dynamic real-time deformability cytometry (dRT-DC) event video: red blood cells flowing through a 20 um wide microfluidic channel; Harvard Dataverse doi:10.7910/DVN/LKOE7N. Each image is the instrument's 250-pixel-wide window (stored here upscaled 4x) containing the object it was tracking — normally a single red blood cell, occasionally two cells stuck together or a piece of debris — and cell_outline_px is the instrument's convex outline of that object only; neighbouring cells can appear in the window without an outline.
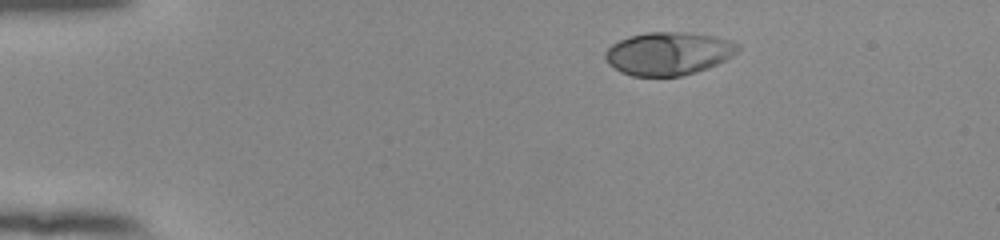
{"species": "human", "species_latin": "Homo sapiens", "temperature_condition": "room temperature", "stored_images_in_passage": 7, "camera_frame_rate_fps": 3000, "um_per_image_px": 0.085, "donor": {"sex": "female"}, "frame": {"image": 1, "passage_image": 7, "time_ms": 2.0, "image_size_px": [1000, 240], "cell_outline_px": [[740, 48], [732, 56], [708, 68], [696, 72], [680, 76], [632, 76], [620, 72], [608, 64], [604, 56], [604, 52], [612, 44], [620, 40], [632, 36], [648, 32], [680, 32], [712, 36], [728, 40], [740, 44]], "centroid_in_image_um": [56.79, 4.56], "position_along_channel_um": 28.2, "area_um2": 33.06}}